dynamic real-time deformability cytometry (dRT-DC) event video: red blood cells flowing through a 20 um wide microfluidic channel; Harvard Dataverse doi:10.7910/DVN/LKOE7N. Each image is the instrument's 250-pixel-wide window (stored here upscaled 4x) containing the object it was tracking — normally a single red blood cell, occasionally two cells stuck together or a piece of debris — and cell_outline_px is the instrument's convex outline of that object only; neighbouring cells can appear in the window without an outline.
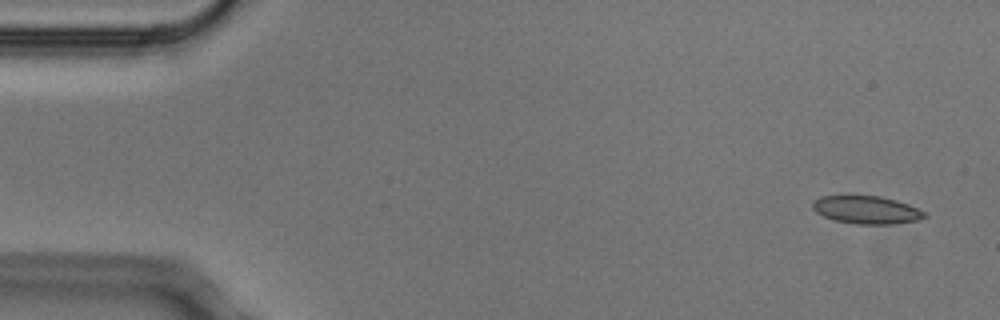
{"species": "Egyptian fruit bat (a non-hibernating species)", "species_latin": "Rousettus aegyptiacus", "temperature_condition": "cold", "stored_images_in_passage": 6, "camera_frame_rate_fps": 3000, "um_per_image_px": 0.085, "animal": {"sex": "male"}, "frame": {"image": 1, "passage_image": 1, "time_ms": 0.0, "image_size_px": [1000, 320], "cell_outline_px": [[928, 216], [916, 220], [892, 224], [856, 224], [836, 220], [824, 216], [816, 212], [812, 208], [812, 204], [820, 196], [880, 196], [896, 200], [908, 204], [924, 212]], "centroid_in_image_um": [73.65, 17.84], "position_along_channel_um": 11.3, "area_um2": 17.92}}
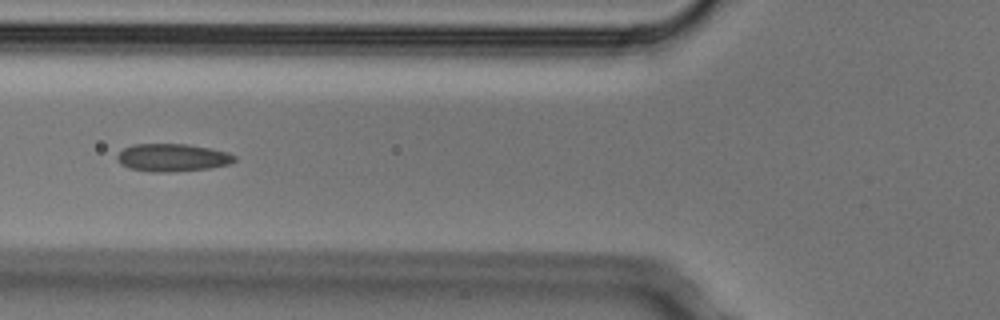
{"frame": {"image": 2, "passage_image": 4, "time_ms": 1.0, "image_size_px": [1000, 320], "cell_outline_px": [[236, 160], [228, 164], [208, 168], [172, 172], [152, 172], [132, 168], [120, 164], [116, 156], [124, 148], [132, 144], [188, 144], [228, 152], [236, 156]], "centroid_in_image_um": [14.65, 13.39], "position_along_channel_um": 111.1, "area_um2": 18.84}}
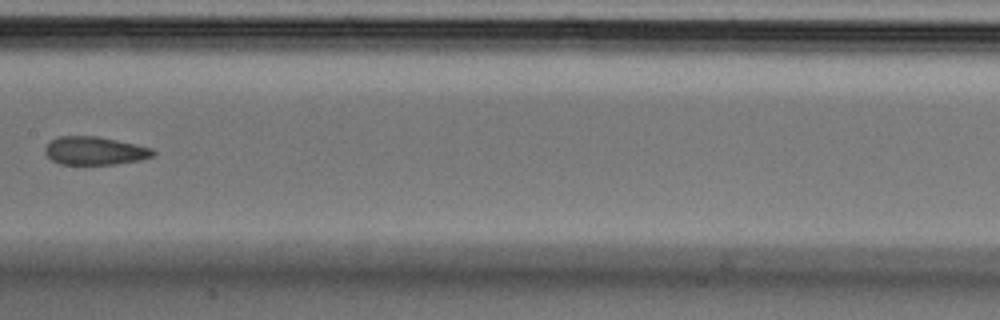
{"frame": {"image": 3, "passage_image": 6, "time_ms": 1.667, "image_size_px": [1000, 320], "cell_outline_px": [[156, 152], [152, 156], [140, 160], [116, 164], [60, 164], [52, 160], [44, 152], [44, 148], [52, 140], [60, 136], [96, 136], [136, 144], [152, 148]], "centroid_in_image_um": [8.06, 12.82], "position_along_channel_um": 199.3, "area_um2": 17.63}}